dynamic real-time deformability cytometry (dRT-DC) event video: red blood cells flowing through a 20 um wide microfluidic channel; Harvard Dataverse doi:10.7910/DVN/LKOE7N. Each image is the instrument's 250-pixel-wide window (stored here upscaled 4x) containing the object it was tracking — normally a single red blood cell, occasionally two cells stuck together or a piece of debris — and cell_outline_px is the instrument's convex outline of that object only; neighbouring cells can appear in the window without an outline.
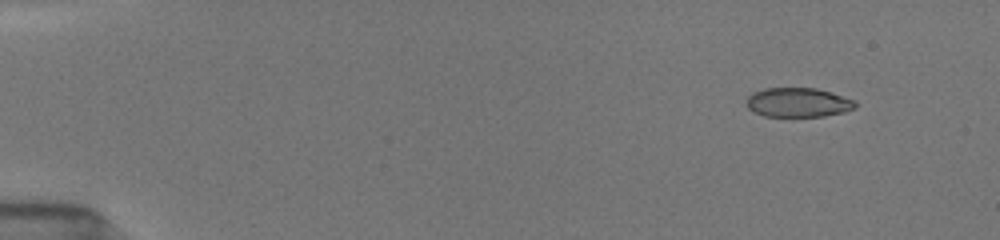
{"species": "common noctule bat (a hibernating species)", "species_latin": "Nyctalus noctula", "temperature_condition": "room temperature", "stored_images_in_passage": 36, "camera_frame_rate_fps": 3000, "um_per_image_px": 0.085, "animal": {"sex": "female", "body_mass_g": 19.5, "forearm_length_mm": 54.1}, "frame": {"image": 1, "passage_image": 6, "time_ms": 1.667, "image_size_px": [1000, 240], "cell_outline_px": [[856, 108], [844, 112], [824, 116], [764, 116], [752, 112], [748, 108], [744, 100], [752, 92], [764, 88], [816, 88], [856, 100]], "centroid_in_image_um": [67.8, 8.71], "position_along_channel_um": 17.2, "area_um2": 18.79}}
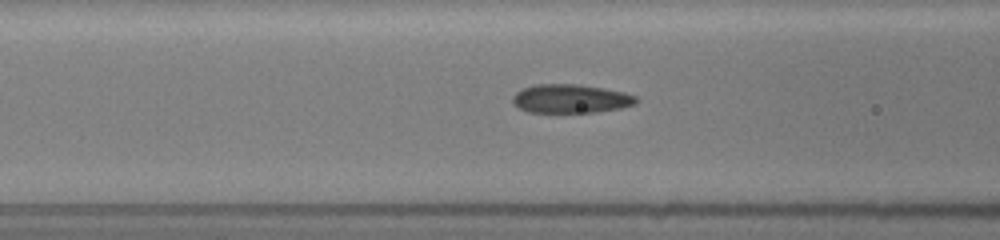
{"frame": {"image": 2, "passage_image": 23, "time_ms": 7.333, "image_size_px": [1000, 240], "cell_outline_px": [[640, 100], [636, 104], [620, 108], [596, 112], [528, 112], [520, 108], [512, 100], [512, 96], [520, 88], [536, 84], [580, 84], [604, 88], [624, 92], [636, 96]], "centroid_in_image_um": [48.53, 8.38], "position_along_channel_um": 118.1, "area_um2": 20.81}}
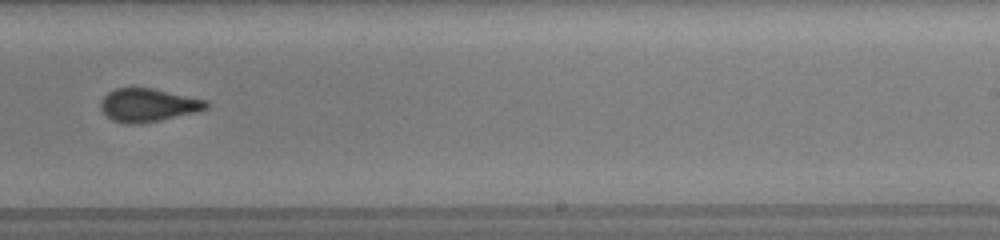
{"frame": {"image": 3, "passage_image": 35, "time_ms": 11.333, "image_size_px": [1000, 240], "cell_outline_px": [[208, 108], [196, 112], [140, 124], [128, 124], [112, 120], [100, 108], [100, 100], [108, 92], [116, 88], [152, 88], [208, 100]], "centroid_in_image_um": [12.58, 8.93], "position_along_channel_um": 276.4, "area_um2": 20.35}}